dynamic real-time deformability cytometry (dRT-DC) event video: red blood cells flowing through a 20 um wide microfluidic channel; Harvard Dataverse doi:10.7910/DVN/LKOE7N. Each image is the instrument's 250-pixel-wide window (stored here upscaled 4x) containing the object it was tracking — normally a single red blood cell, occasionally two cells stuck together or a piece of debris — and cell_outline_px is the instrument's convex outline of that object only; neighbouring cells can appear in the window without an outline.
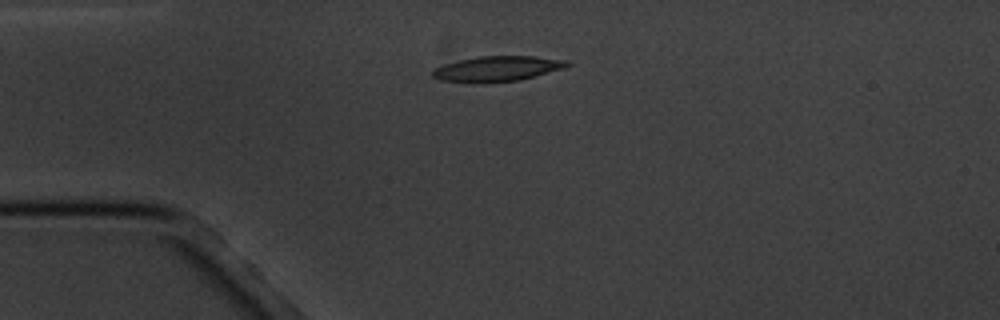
{"species": "common noctule bat (a hibernating species)", "species_latin": "Nyctalus noctula", "temperature_condition": "cold", "stored_images_in_passage": 3, "camera_frame_rate_fps": 3000, "um_per_image_px": 0.085, "animal": {"sex": "male", "body_mass_g": 20.1, "forearm_length_mm": 53.5}, "frame": {"image": 1, "passage_image": 1, "time_ms": 0.0, "image_size_px": [1000, 320], "cell_outline_px": [[572, 64], [564, 68], [520, 80], [488, 84], [476, 84], [440, 80], [432, 76], [432, 68], [444, 64], [460, 60], [480, 56], [532, 56], [568, 60]], "centroid_in_image_um": [42.24, 5.86], "position_along_channel_um": 42.8, "area_um2": 20.23}}
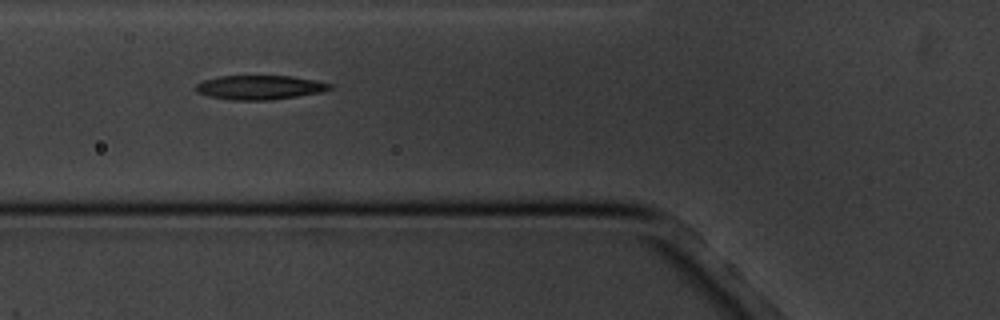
{"frame": {"image": 2, "passage_image": 3, "time_ms": 2.333, "image_size_px": [1000, 320], "cell_outline_px": [[332, 88], [320, 92], [296, 96], [268, 100], [232, 100], [208, 96], [196, 92], [196, 84], [204, 80], [216, 76], [292, 76], [316, 80], [332, 84]], "centroid_in_image_um": [22.05, 7.42], "position_along_channel_um": 103.8, "area_um2": 18.84}}